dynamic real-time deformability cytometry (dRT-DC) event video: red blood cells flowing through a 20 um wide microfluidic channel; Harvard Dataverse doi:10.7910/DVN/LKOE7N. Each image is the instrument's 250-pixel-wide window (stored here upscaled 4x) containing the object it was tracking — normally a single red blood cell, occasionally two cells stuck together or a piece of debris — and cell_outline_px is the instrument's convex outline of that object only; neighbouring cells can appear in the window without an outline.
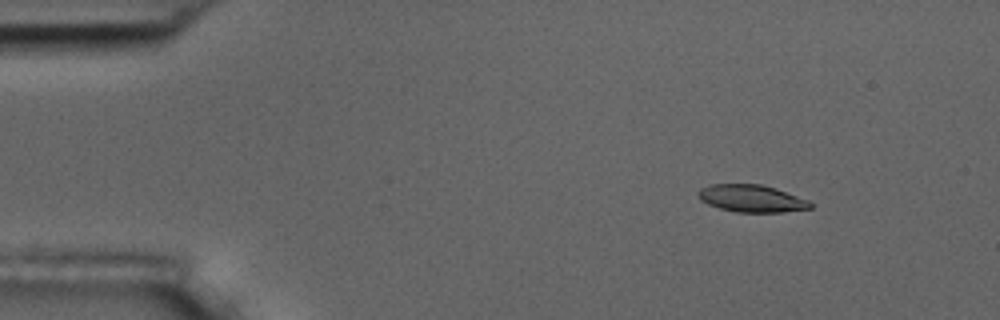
{"species": "common noctule bat (a hibernating species)", "species_latin": "Nyctalus noctula", "temperature_condition": "room temperature", "stored_images_in_passage": 6, "camera_frame_rate_fps": 3000, "um_per_image_px": 0.085, "animal": {"sex": "male", "body_mass_g": 17.5, "forearm_length_mm": 52.3}, "frame": {"image": 1, "passage_image": 3, "time_ms": 2.0, "image_size_px": [1000, 320], "cell_outline_px": [[812, 208], [784, 212], [736, 212], [720, 208], [708, 204], [700, 200], [696, 196], [696, 192], [700, 188], [708, 184], [760, 184], [776, 188], [808, 200], [812, 204]], "centroid_in_image_um": [63.84, 16.86], "position_along_channel_um": 21.2, "area_um2": 17.98}}
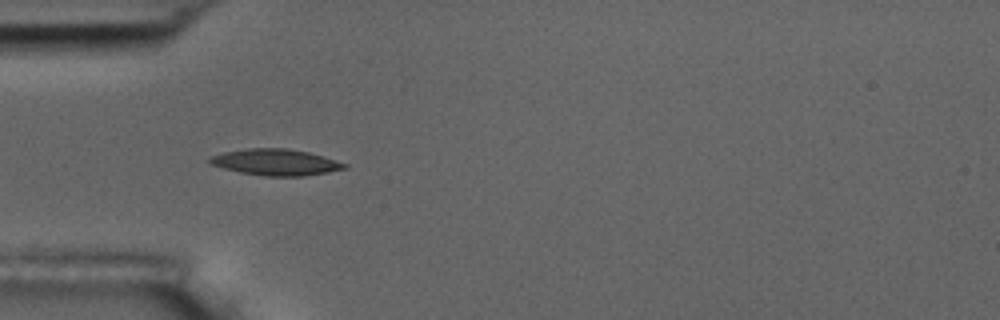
{"frame": {"image": 2, "passage_image": 5, "time_ms": 5.333, "image_size_px": [1000, 320], "cell_outline_px": [[348, 168], [328, 172], [304, 176], [264, 176], [240, 172], [224, 168], [212, 164], [208, 160], [212, 156], [224, 152], [248, 148], [288, 148], [308, 152], [324, 156], [348, 164]], "centroid_in_image_um": [23.49, 13.79], "position_along_channel_um": 61.5, "area_um2": 20.58}}